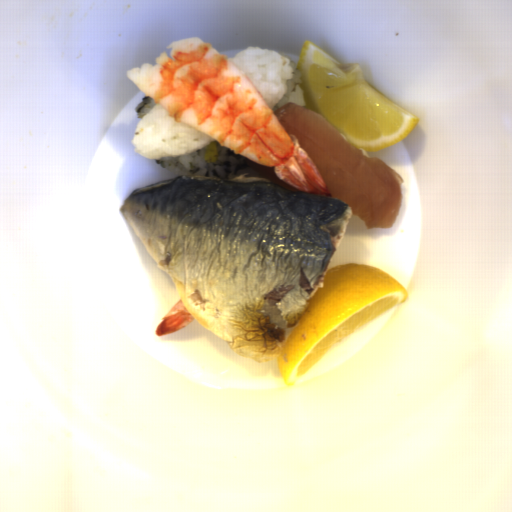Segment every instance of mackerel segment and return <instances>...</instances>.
<instances>
[{
	"label": "mackerel segment",
	"mask_w": 512,
	"mask_h": 512,
	"mask_svg": "<svg viewBox=\"0 0 512 512\" xmlns=\"http://www.w3.org/2000/svg\"><path fill=\"white\" fill-rule=\"evenodd\" d=\"M118 208L199 325L257 364L280 355L324 288L353 209L245 175L183 174Z\"/></svg>",
	"instance_id": "1"
}]
</instances>
